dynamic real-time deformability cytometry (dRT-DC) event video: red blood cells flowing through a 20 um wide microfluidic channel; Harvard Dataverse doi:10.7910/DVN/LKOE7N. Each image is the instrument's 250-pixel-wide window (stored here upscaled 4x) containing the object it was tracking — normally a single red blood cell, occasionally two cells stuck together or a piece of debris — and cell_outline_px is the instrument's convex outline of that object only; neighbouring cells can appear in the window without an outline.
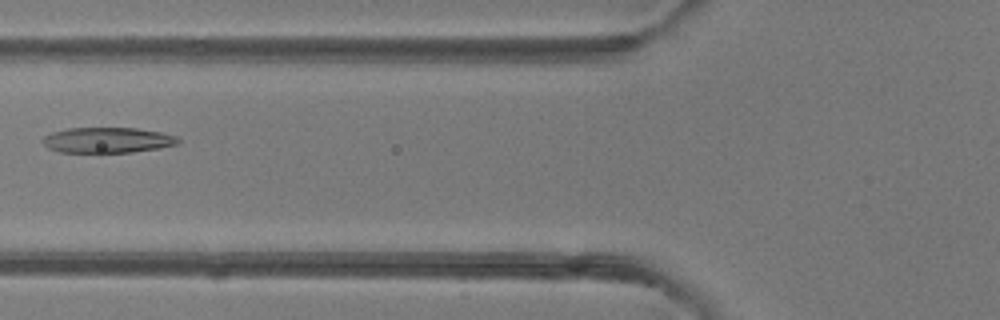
{"species": "common noctule bat (a hibernating species)", "species_latin": "Nyctalus noctula", "temperature_condition": "room temperature", "stored_images_in_passage": 5, "camera_frame_rate_fps": 3000, "um_per_image_px": 0.085, "animal": {"sex": "female"}, "frame": {"image": 1, "passage_image": 5, "time_ms": 5.667, "image_size_px": [1000, 320], "cell_outline_px": [[180, 140], [176, 144], [160, 148], [132, 152], [60, 152], [48, 148], [40, 140], [44, 136], [52, 132], [68, 128], [136, 128], [160, 132], [176, 136]], "centroid_in_image_um": [9.11, 11.91], "position_along_channel_um": 116.7, "area_um2": 20.06}}